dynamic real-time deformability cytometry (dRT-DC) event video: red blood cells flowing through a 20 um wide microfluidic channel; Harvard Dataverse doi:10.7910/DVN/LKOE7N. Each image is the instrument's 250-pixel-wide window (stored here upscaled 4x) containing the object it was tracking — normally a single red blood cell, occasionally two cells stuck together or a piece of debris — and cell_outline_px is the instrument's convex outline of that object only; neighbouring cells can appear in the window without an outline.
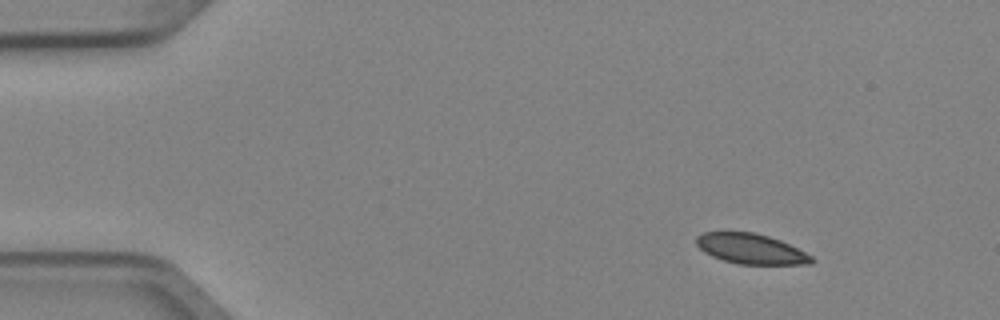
{"species": "Egyptian fruit bat (a non-hibernating species)", "species_latin": "Rousettus aegyptiacus", "temperature_condition": "cold", "stored_images_in_passage": 3, "camera_frame_rate_fps": 3000, "um_per_image_px": 0.085, "animal": {"sex": "female"}, "frame": {"image": 1, "passage_image": 1, "time_ms": 0.0, "image_size_px": [1000, 320], "cell_outline_px": [[812, 264], [740, 264], [724, 260], [712, 256], [704, 252], [696, 244], [696, 236], [704, 232], [752, 232], [768, 236], [780, 240], [812, 256]], "centroid_in_image_um": [63.79, 21.14], "position_along_channel_um": 21.2, "area_um2": 20.0}}